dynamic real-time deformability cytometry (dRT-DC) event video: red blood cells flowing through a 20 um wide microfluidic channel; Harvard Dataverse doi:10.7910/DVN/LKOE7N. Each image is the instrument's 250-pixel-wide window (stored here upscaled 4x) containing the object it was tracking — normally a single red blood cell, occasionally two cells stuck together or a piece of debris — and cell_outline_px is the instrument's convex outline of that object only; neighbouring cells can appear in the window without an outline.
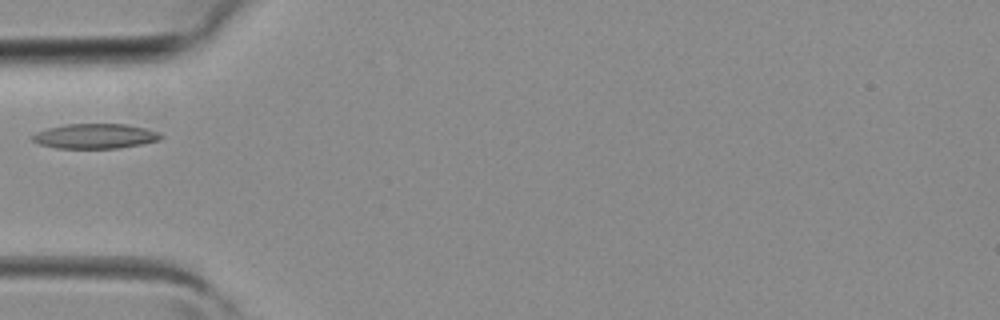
{"species": "common noctule bat (a hibernating species)", "species_latin": "Nyctalus noctula", "temperature_condition": "room temperature", "stored_images_in_passage": 3, "camera_frame_rate_fps": 3000, "um_per_image_px": 0.085, "animal": {"sex": "female", "body_mass_g": 19.3, "forearm_length_mm": 54.1}, "frame": {"image": 1, "passage_image": 3, "time_ms": 0.667, "image_size_px": [1000, 320], "cell_outline_px": [[164, 136], [160, 140], [120, 148], [56, 148], [40, 144], [32, 140], [28, 136], [36, 132], [48, 128], [64, 124], [128, 124], [160, 132]], "centroid_in_image_um": [8.07, 11.57], "position_along_channel_um": 76.9, "area_um2": 18.73}}